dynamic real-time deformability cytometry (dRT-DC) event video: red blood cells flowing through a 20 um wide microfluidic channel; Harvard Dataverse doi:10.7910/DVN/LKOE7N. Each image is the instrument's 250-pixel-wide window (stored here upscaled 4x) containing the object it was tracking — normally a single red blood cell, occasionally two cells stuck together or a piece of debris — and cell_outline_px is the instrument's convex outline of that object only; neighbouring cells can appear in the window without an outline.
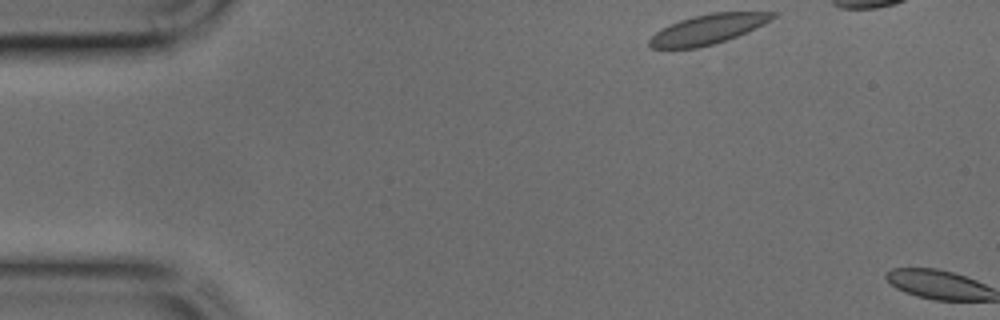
{"species": "common noctule bat (a hibernating species)", "species_latin": "Nyctalus noctula", "temperature_condition": "cold", "stored_images_in_passage": 2, "camera_frame_rate_fps": 3000, "um_per_image_px": 0.085, "animal": {"sex": "male", "body_mass_g": 17.9, "forearm_length_mm": 54.2}, "frame": {"image": 1, "passage_image": 1, "time_ms": 0.0, "image_size_px": [1000, 320], "cell_outline_px": [[780, 12], [776, 16], [764, 24], [736, 36], [716, 44], [696, 48], [652, 48], [648, 44], [648, 40], [656, 32], [680, 20], [692, 16], [712, 12]], "centroid_in_image_um": [60.19, 2.48], "position_along_channel_um": 24.8, "area_um2": 21.15}}